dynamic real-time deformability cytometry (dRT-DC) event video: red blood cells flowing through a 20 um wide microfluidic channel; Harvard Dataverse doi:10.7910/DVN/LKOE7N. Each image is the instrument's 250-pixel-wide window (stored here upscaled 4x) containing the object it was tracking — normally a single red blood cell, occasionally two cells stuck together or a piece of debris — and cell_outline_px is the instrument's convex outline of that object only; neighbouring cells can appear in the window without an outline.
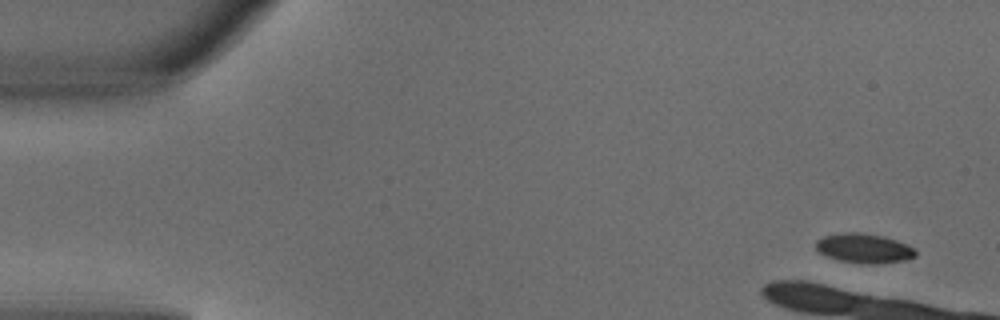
{"species": "common noctule bat (a hibernating species)", "species_latin": "Nyctalus noctula", "temperature_condition": "warm", "stored_images_in_passage": 2, "camera_frame_rate_fps": 3000, "um_per_image_px": 0.085, "animal": {"sex": "male", "body_mass_g": 18.8}, "frame": {"image": 1, "passage_image": 1, "time_ms": 0.0, "image_size_px": [1000, 320], "cell_outline_px": [[916, 256], [904, 260], [876, 264], [860, 264], [840, 260], [828, 256], [820, 252], [816, 248], [816, 240], [824, 236], [840, 232], [860, 232], [884, 236], [896, 240], [916, 248]], "centroid_in_image_um": [73.46, 21.1], "position_along_channel_um": 11.5, "area_um2": 17.22}}